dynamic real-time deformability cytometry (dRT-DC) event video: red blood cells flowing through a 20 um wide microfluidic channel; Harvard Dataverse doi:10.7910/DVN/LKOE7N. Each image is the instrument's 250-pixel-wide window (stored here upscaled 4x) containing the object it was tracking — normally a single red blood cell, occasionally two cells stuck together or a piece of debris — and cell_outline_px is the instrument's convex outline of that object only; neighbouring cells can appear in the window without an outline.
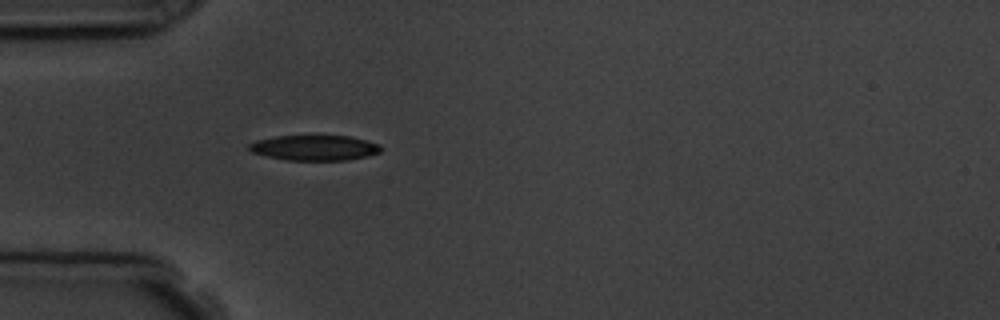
{"species": "common noctule bat (a hibernating species)", "species_latin": "Nyctalus noctula", "temperature_condition": "room temperature", "stored_images_in_passage": 5, "camera_frame_rate_fps": 3000, "um_per_image_px": 0.085, "animal": {"sex": "male", "body_mass_g": 19.5, "forearm_length_mm": 54.6}, "frame": {"image": 1, "passage_image": 5, "time_ms": 5.333, "image_size_px": [1000, 320], "cell_outline_px": [[380, 152], [368, 156], [348, 160], [288, 160], [268, 156], [252, 152], [248, 148], [248, 144], [256, 140], [276, 136], [348, 136], [380, 144]], "centroid_in_image_um": [26.73, 12.56], "position_along_channel_um": 58.3, "area_um2": 19.25}}